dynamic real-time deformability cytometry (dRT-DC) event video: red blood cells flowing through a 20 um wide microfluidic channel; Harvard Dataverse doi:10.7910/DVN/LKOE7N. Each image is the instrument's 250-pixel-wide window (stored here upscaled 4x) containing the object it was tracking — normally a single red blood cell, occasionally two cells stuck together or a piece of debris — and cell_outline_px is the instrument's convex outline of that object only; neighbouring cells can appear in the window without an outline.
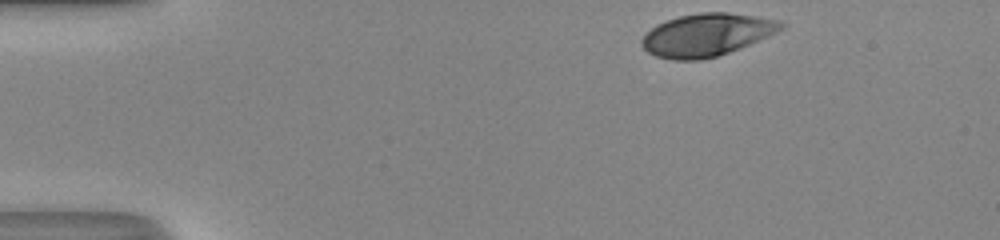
{"species": "human", "species_latin": "Homo sapiens", "temperature_condition": "room temperature", "stored_images_in_passage": 35, "camera_frame_rate_fps": 3000, "um_per_image_px": 0.085, "donor": {"sex": "male"}, "frame": {"image": 1, "passage_image": 1, "time_ms": 0.0, "image_size_px": [1000, 240], "cell_outline_px": [[788, 24], [784, 28], [776, 32], [748, 44], [728, 52], [716, 56], [700, 60], [672, 60], [656, 56], [648, 52], [640, 44], [640, 40], [656, 24], [680, 16], [700, 12], [728, 12], [780, 20]], "centroid_in_image_um": [60.06, 2.95], "position_along_channel_um": 24.9, "area_um2": 34.33}}
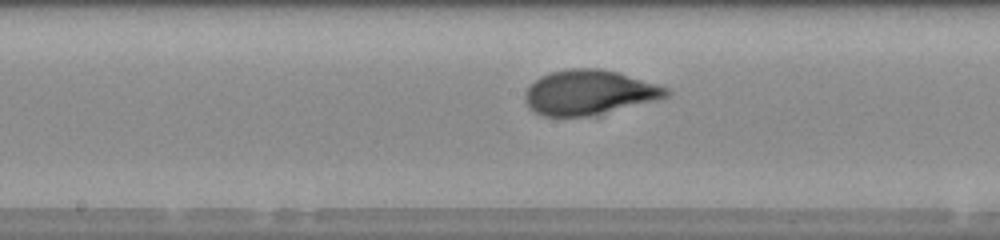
{"frame": {"image": 2, "passage_image": 20, "time_ms": 6.333, "image_size_px": [1000, 240], "cell_outline_px": [[672, 92], [668, 96], [656, 100], [588, 116], [544, 116], [536, 112], [524, 100], [524, 96], [528, 88], [540, 76], [552, 72], [572, 68], [600, 68], [616, 72], [668, 88]], "centroid_in_image_um": [50.07, 7.85], "position_along_channel_um": 198.1, "area_um2": 36.13}}
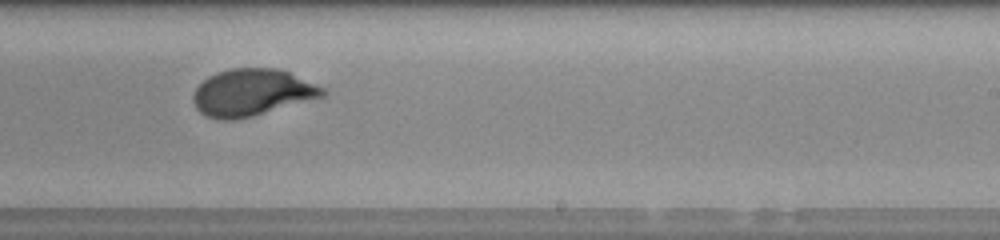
{"frame": {"image": 3, "passage_image": 25, "time_ms": 8.0, "image_size_px": [1000, 240], "cell_outline_px": [[328, 92], [324, 96], [252, 116], [236, 120], [220, 120], [208, 116], [200, 112], [196, 108], [192, 100], [192, 96], [196, 88], [208, 76], [216, 72], [232, 68], [276, 68], [288, 72], [324, 88]], "centroid_in_image_um": [21.38, 7.86], "position_along_channel_um": 267.6, "area_um2": 35.14}, "authors_computed_cell_mechanics": {"area_um2": 35.3736, "velocity_mm_per_s": 4.1761, "shape_relaxation_time_tau1_ms": 3.791, "shape_relaxation_time_tau2_ms": null, "deformation_change_tau1": 0.1958, "deformation_change_tau2": null}}